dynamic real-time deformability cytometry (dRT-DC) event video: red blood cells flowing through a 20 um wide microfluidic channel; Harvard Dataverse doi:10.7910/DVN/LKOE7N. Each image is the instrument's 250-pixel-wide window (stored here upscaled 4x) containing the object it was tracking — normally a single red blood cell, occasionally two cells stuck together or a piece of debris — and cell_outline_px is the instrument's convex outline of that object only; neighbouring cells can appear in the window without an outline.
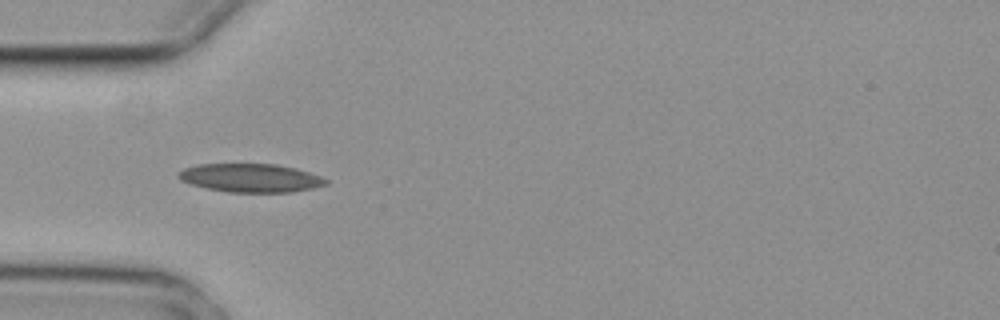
{"species": "common noctule bat (a hibernating species)", "species_latin": "Nyctalus noctula", "temperature_condition": "cold", "stored_images_in_passage": 8, "camera_frame_rate_fps": 3000, "um_per_image_px": 0.085, "animal": {"sex": "female", "body_mass_g": 29.2, "forearm_length_mm": 56.3}, "frame": {"image": 1, "passage_image": 3, "time_ms": 0.667, "image_size_px": [1000, 320], "cell_outline_px": [[328, 184], [312, 188], [292, 192], [228, 192], [204, 188], [180, 180], [176, 176], [184, 168], [200, 164], [276, 164], [296, 168], [320, 176], [328, 180]], "centroid_in_image_um": [21.3, 15.12], "position_along_channel_um": 63.7, "area_um2": 24.45}}
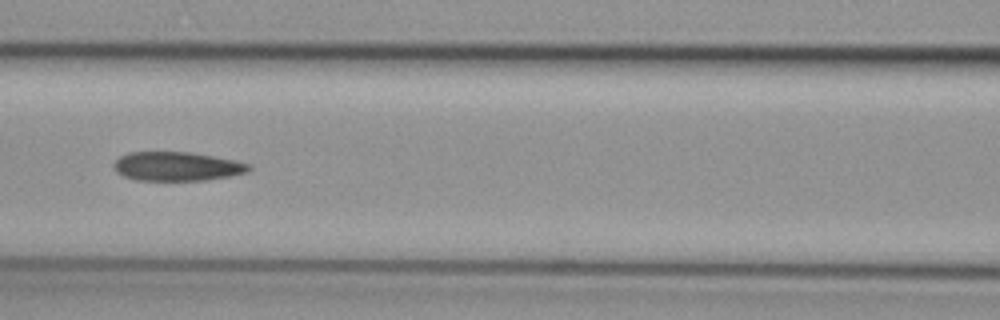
{"frame": {"image": 2, "passage_image": 5, "time_ms": 1.333, "image_size_px": [1000, 320], "cell_outline_px": [[252, 168], [248, 172], [228, 176], [204, 180], [136, 180], [124, 176], [116, 172], [112, 168], [112, 164], [120, 156], [128, 152], [192, 152], [236, 160], [252, 164]], "centroid_in_image_um": [15.04, 14.13], "position_along_channel_um": 151.6, "area_um2": 23.0}}
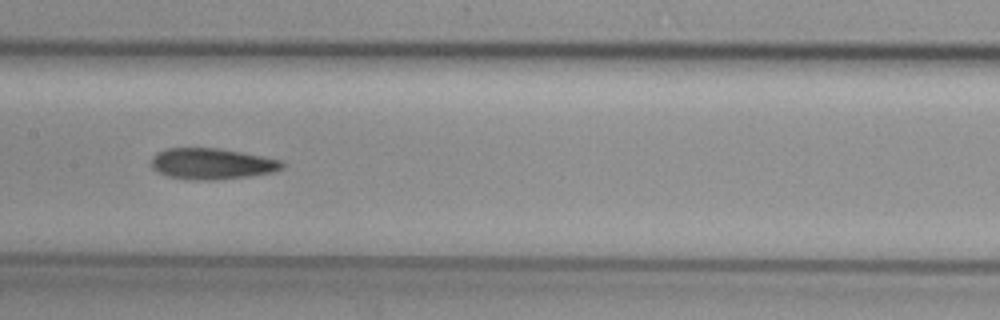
{"frame": {"image": 3, "passage_image": 6, "time_ms": 1.667, "image_size_px": [1000, 320], "cell_outline_px": [[284, 168], [272, 172], [248, 176], [212, 180], [188, 180], [168, 176], [152, 168], [152, 156], [156, 152], [168, 148], [216, 148], [240, 152], [280, 160], [284, 164]], "centroid_in_image_um": [17.97, 13.92], "position_along_channel_um": 189.4, "area_um2": 23.47}}